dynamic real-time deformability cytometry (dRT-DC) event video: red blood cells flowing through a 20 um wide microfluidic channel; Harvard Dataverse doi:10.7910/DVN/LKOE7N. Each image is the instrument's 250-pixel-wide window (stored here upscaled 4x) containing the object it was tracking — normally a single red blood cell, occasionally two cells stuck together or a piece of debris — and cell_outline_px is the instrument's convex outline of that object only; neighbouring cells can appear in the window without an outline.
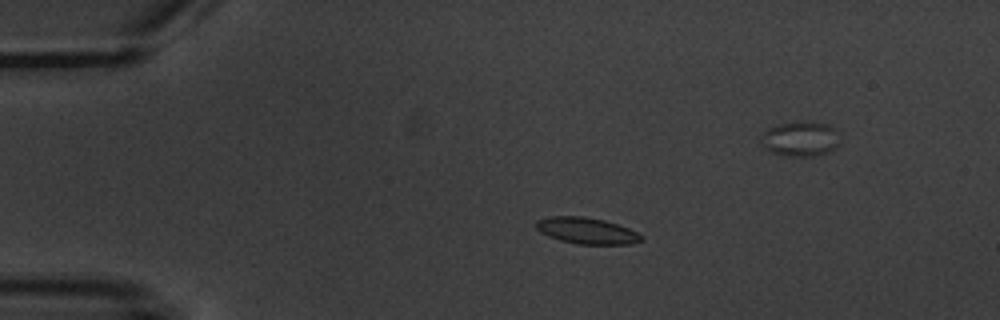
{"species": "common noctule bat (a hibernating species)", "species_latin": "Nyctalus noctula", "temperature_condition": "warm", "stored_images_in_passage": 13, "camera_frame_rate_fps": 3000, "um_per_image_px": 0.085, "animal": {"sex": "male", "body_mass_g": 20.1, "forearm_length_mm": 53.5}, "frame": {"image": 1, "passage_image": 3, "time_ms": 2.333, "image_size_px": [1000, 320], "cell_outline_px": [[644, 240], [632, 244], [580, 244], [560, 240], [548, 236], [540, 232], [536, 228], [536, 220], [552, 216], [584, 216], [604, 220], [628, 228], [644, 236]], "centroid_in_image_um": [49.88, 19.61], "position_along_channel_um": 35.1, "area_um2": 16.13}}
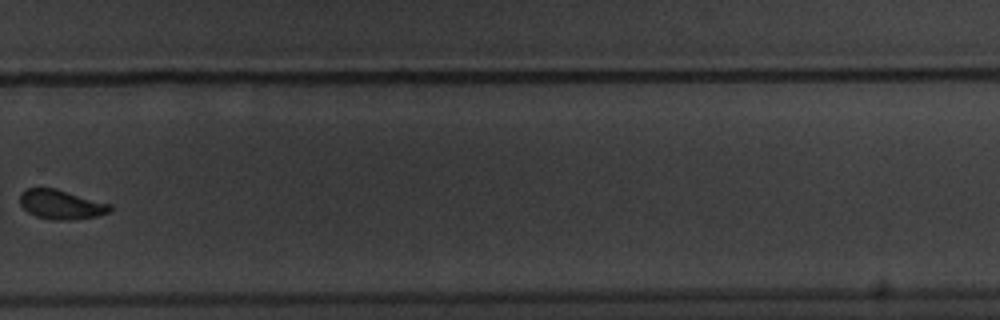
{"frame": {"image": 2, "passage_image": 10, "time_ms": 11.667, "image_size_px": [1000, 320], "cell_outline_px": [[112, 212], [96, 216], [72, 220], [56, 220], [36, 216], [28, 212], [20, 204], [20, 192], [28, 188], [56, 188], [112, 204]], "centroid_in_image_um": [5.23, 17.38], "position_along_channel_um": 324.6, "area_um2": 15.55}, "authors_computed_cell_mechanics": {"area_um2": 15.7216, "velocity_mm_per_s": 3.5888, "shape_relaxation_time_tau1_ms": 4.3621, "shape_relaxation_time_tau2_ms": 5.9309, "deformation_change_tau1": 0.0975, "deformation_change_tau2": 0.0564}}